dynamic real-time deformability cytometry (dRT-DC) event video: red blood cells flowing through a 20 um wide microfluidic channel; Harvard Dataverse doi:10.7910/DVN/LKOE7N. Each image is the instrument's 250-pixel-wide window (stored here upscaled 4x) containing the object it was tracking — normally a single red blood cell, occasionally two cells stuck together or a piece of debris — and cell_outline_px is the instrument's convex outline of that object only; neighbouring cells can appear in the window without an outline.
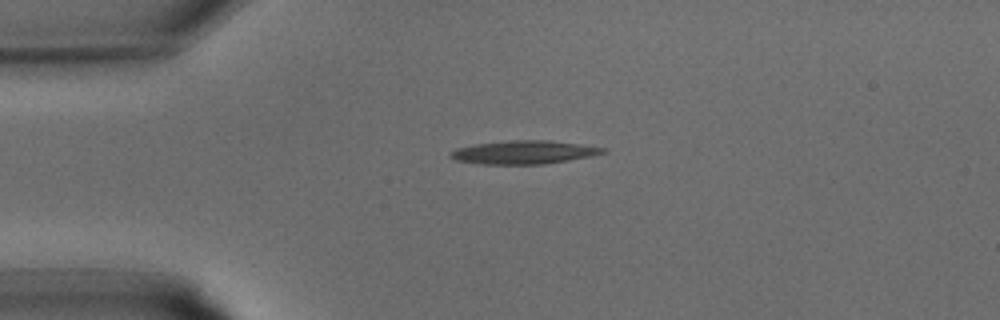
{"species": "common noctule bat (a hibernating species)", "species_latin": "Nyctalus noctula", "temperature_condition": "warm", "stored_images_in_passage": 11, "camera_frame_rate_fps": 3000, "um_per_image_px": 0.085, "animal": {"sex": "male", "body_mass_g": 15.6}, "frame": {"image": 1, "passage_image": 7, "time_ms": 2.0, "image_size_px": [1000, 320], "cell_outline_px": [[608, 152], [592, 156], [544, 164], [480, 164], [452, 160], [448, 156], [448, 152], [456, 148], [476, 144], [512, 140], [548, 140], [604, 148]], "centroid_in_image_um": [44.45, 12.95], "position_along_channel_um": 40.6, "area_um2": 20.75}}
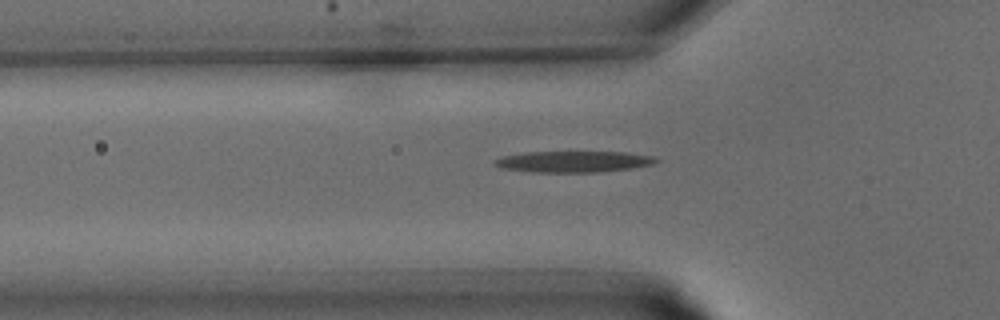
{"frame": {"image": 2, "passage_image": 10, "time_ms": 3.0, "image_size_px": [1000, 320], "cell_outline_px": [[660, 160], [652, 164], [632, 168], [596, 172], [536, 172], [504, 168], [492, 164], [492, 160], [504, 156], [524, 152], [624, 152], [652, 156]], "centroid_in_image_um": [48.73, 13.73], "position_along_channel_um": 77.1, "area_um2": 19.77}}